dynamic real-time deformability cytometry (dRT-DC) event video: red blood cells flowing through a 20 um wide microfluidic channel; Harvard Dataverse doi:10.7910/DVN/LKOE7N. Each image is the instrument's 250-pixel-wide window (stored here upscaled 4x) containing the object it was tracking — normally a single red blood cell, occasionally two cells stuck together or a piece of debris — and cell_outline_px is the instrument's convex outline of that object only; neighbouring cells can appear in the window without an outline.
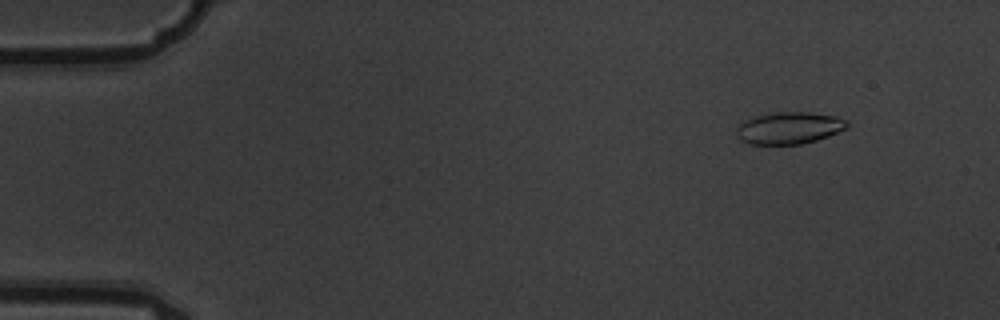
{"species": "common noctule bat (a hibernating species)", "species_latin": "Nyctalus noctula", "temperature_condition": "warm", "stored_images_in_passage": 4, "camera_frame_rate_fps": 3000, "um_per_image_px": 0.085, "animal": {"sex": "male", "body_mass_g": 19.5, "forearm_length_mm": 54.6}, "frame": {"image": 1, "passage_image": 1, "time_ms": 0.0, "image_size_px": [1000, 320], "cell_outline_px": [[848, 128], [828, 136], [816, 140], [800, 144], [748, 144], [740, 140], [736, 136], [736, 128], [744, 120], [756, 116], [776, 112], [808, 112], [836, 116], [848, 120]], "centroid_in_image_um": [67.07, 10.88], "position_along_channel_um": 17.9, "area_um2": 20.69}}